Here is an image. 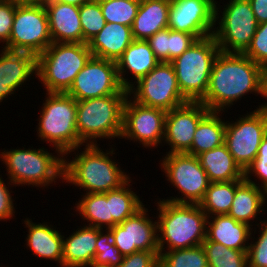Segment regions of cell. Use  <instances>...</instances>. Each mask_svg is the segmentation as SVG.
Returning a JSON list of instances; mask_svg holds the SVG:
<instances>
[{
    "label": "cell",
    "instance_id": "cell-33",
    "mask_svg": "<svg viewBox=\"0 0 267 267\" xmlns=\"http://www.w3.org/2000/svg\"><path fill=\"white\" fill-rule=\"evenodd\" d=\"M209 267H248L247 250H236L205 239L202 243Z\"/></svg>",
    "mask_w": 267,
    "mask_h": 267
},
{
    "label": "cell",
    "instance_id": "cell-38",
    "mask_svg": "<svg viewBox=\"0 0 267 267\" xmlns=\"http://www.w3.org/2000/svg\"><path fill=\"white\" fill-rule=\"evenodd\" d=\"M244 54L262 68L267 67V21L258 25L251 44Z\"/></svg>",
    "mask_w": 267,
    "mask_h": 267
},
{
    "label": "cell",
    "instance_id": "cell-28",
    "mask_svg": "<svg viewBox=\"0 0 267 267\" xmlns=\"http://www.w3.org/2000/svg\"><path fill=\"white\" fill-rule=\"evenodd\" d=\"M267 194L258 186L245 179L236 187L231 209L228 213L234 220L253 226L251 220L257 219L264 211ZM263 206V207H262Z\"/></svg>",
    "mask_w": 267,
    "mask_h": 267
},
{
    "label": "cell",
    "instance_id": "cell-26",
    "mask_svg": "<svg viewBox=\"0 0 267 267\" xmlns=\"http://www.w3.org/2000/svg\"><path fill=\"white\" fill-rule=\"evenodd\" d=\"M37 74L36 56L29 52L9 51L0 53V84L15 91ZM21 85V86H20Z\"/></svg>",
    "mask_w": 267,
    "mask_h": 267
},
{
    "label": "cell",
    "instance_id": "cell-47",
    "mask_svg": "<svg viewBox=\"0 0 267 267\" xmlns=\"http://www.w3.org/2000/svg\"><path fill=\"white\" fill-rule=\"evenodd\" d=\"M261 97H264L267 99V67L263 68L262 73H261ZM256 109L263 111L267 113V103L265 102L264 105L261 104L259 107Z\"/></svg>",
    "mask_w": 267,
    "mask_h": 267
},
{
    "label": "cell",
    "instance_id": "cell-24",
    "mask_svg": "<svg viewBox=\"0 0 267 267\" xmlns=\"http://www.w3.org/2000/svg\"><path fill=\"white\" fill-rule=\"evenodd\" d=\"M25 226L28 228L26 245L35 256L41 259L57 261L62 267L63 235L56 228L46 223H33L26 218Z\"/></svg>",
    "mask_w": 267,
    "mask_h": 267
},
{
    "label": "cell",
    "instance_id": "cell-3",
    "mask_svg": "<svg viewBox=\"0 0 267 267\" xmlns=\"http://www.w3.org/2000/svg\"><path fill=\"white\" fill-rule=\"evenodd\" d=\"M157 203L159 251L202 245L206 239L208 217L200 205L173 203L165 199H159Z\"/></svg>",
    "mask_w": 267,
    "mask_h": 267
},
{
    "label": "cell",
    "instance_id": "cell-35",
    "mask_svg": "<svg viewBox=\"0 0 267 267\" xmlns=\"http://www.w3.org/2000/svg\"><path fill=\"white\" fill-rule=\"evenodd\" d=\"M102 14L108 23L131 27L137 15L140 0H98Z\"/></svg>",
    "mask_w": 267,
    "mask_h": 267
},
{
    "label": "cell",
    "instance_id": "cell-16",
    "mask_svg": "<svg viewBox=\"0 0 267 267\" xmlns=\"http://www.w3.org/2000/svg\"><path fill=\"white\" fill-rule=\"evenodd\" d=\"M144 206L133 216L110 228L113 244L123 256L138 251H159L157 221L153 222Z\"/></svg>",
    "mask_w": 267,
    "mask_h": 267
},
{
    "label": "cell",
    "instance_id": "cell-8",
    "mask_svg": "<svg viewBox=\"0 0 267 267\" xmlns=\"http://www.w3.org/2000/svg\"><path fill=\"white\" fill-rule=\"evenodd\" d=\"M220 49L213 35L197 39L171 61L179 88L189 102H200L208 89L212 65Z\"/></svg>",
    "mask_w": 267,
    "mask_h": 267
},
{
    "label": "cell",
    "instance_id": "cell-29",
    "mask_svg": "<svg viewBox=\"0 0 267 267\" xmlns=\"http://www.w3.org/2000/svg\"><path fill=\"white\" fill-rule=\"evenodd\" d=\"M219 115L220 112L210 111L199 122L187 154L198 156L224 144L226 122L222 121Z\"/></svg>",
    "mask_w": 267,
    "mask_h": 267
},
{
    "label": "cell",
    "instance_id": "cell-22",
    "mask_svg": "<svg viewBox=\"0 0 267 267\" xmlns=\"http://www.w3.org/2000/svg\"><path fill=\"white\" fill-rule=\"evenodd\" d=\"M133 40L131 27L106 22L100 32L88 42V46L94 57L116 62Z\"/></svg>",
    "mask_w": 267,
    "mask_h": 267
},
{
    "label": "cell",
    "instance_id": "cell-23",
    "mask_svg": "<svg viewBox=\"0 0 267 267\" xmlns=\"http://www.w3.org/2000/svg\"><path fill=\"white\" fill-rule=\"evenodd\" d=\"M78 229L67 239H64L66 237L63 236L62 267H86L93 263L97 228L84 225Z\"/></svg>",
    "mask_w": 267,
    "mask_h": 267
},
{
    "label": "cell",
    "instance_id": "cell-42",
    "mask_svg": "<svg viewBox=\"0 0 267 267\" xmlns=\"http://www.w3.org/2000/svg\"><path fill=\"white\" fill-rule=\"evenodd\" d=\"M159 261V251H138L123 258L117 267H154Z\"/></svg>",
    "mask_w": 267,
    "mask_h": 267
},
{
    "label": "cell",
    "instance_id": "cell-52",
    "mask_svg": "<svg viewBox=\"0 0 267 267\" xmlns=\"http://www.w3.org/2000/svg\"><path fill=\"white\" fill-rule=\"evenodd\" d=\"M154 267H166L164 264H162L160 261H158Z\"/></svg>",
    "mask_w": 267,
    "mask_h": 267
},
{
    "label": "cell",
    "instance_id": "cell-51",
    "mask_svg": "<svg viewBox=\"0 0 267 267\" xmlns=\"http://www.w3.org/2000/svg\"><path fill=\"white\" fill-rule=\"evenodd\" d=\"M51 1H57L60 3H64V4H70V5H74V6H81L84 3L88 2L89 0H51Z\"/></svg>",
    "mask_w": 267,
    "mask_h": 267
},
{
    "label": "cell",
    "instance_id": "cell-2",
    "mask_svg": "<svg viewBox=\"0 0 267 267\" xmlns=\"http://www.w3.org/2000/svg\"><path fill=\"white\" fill-rule=\"evenodd\" d=\"M84 146V151L77 152L71 161L64 159V182L83 188L86 193H105L121 187L130 179L118 162L111 159L115 154L114 148L103 152L97 144Z\"/></svg>",
    "mask_w": 267,
    "mask_h": 267
},
{
    "label": "cell",
    "instance_id": "cell-15",
    "mask_svg": "<svg viewBox=\"0 0 267 267\" xmlns=\"http://www.w3.org/2000/svg\"><path fill=\"white\" fill-rule=\"evenodd\" d=\"M166 113L159 108L141 105L128 96L123 107L120 139L137 141L145 148L158 147L164 139Z\"/></svg>",
    "mask_w": 267,
    "mask_h": 267
},
{
    "label": "cell",
    "instance_id": "cell-25",
    "mask_svg": "<svg viewBox=\"0 0 267 267\" xmlns=\"http://www.w3.org/2000/svg\"><path fill=\"white\" fill-rule=\"evenodd\" d=\"M170 5L171 0H140L131 26L133 38L147 40L156 32L167 29Z\"/></svg>",
    "mask_w": 267,
    "mask_h": 267
},
{
    "label": "cell",
    "instance_id": "cell-32",
    "mask_svg": "<svg viewBox=\"0 0 267 267\" xmlns=\"http://www.w3.org/2000/svg\"><path fill=\"white\" fill-rule=\"evenodd\" d=\"M131 182L129 179L121 187L109 191V209L110 217H113V227L145 206L139 196L129 188Z\"/></svg>",
    "mask_w": 267,
    "mask_h": 267
},
{
    "label": "cell",
    "instance_id": "cell-50",
    "mask_svg": "<svg viewBox=\"0 0 267 267\" xmlns=\"http://www.w3.org/2000/svg\"><path fill=\"white\" fill-rule=\"evenodd\" d=\"M19 4L23 5H45L51 0H16Z\"/></svg>",
    "mask_w": 267,
    "mask_h": 267
},
{
    "label": "cell",
    "instance_id": "cell-10",
    "mask_svg": "<svg viewBox=\"0 0 267 267\" xmlns=\"http://www.w3.org/2000/svg\"><path fill=\"white\" fill-rule=\"evenodd\" d=\"M165 157V158H164ZM161 161V168L181 197H171L166 201L179 204L199 205L211 183L197 156L187 153L166 154Z\"/></svg>",
    "mask_w": 267,
    "mask_h": 267
},
{
    "label": "cell",
    "instance_id": "cell-41",
    "mask_svg": "<svg viewBox=\"0 0 267 267\" xmlns=\"http://www.w3.org/2000/svg\"><path fill=\"white\" fill-rule=\"evenodd\" d=\"M197 39L195 35L169 28V62L179 57Z\"/></svg>",
    "mask_w": 267,
    "mask_h": 267
},
{
    "label": "cell",
    "instance_id": "cell-4",
    "mask_svg": "<svg viewBox=\"0 0 267 267\" xmlns=\"http://www.w3.org/2000/svg\"><path fill=\"white\" fill-rule=\"evenodd\" d=\"M46 94L38 120V137L56 148L57 155L78 151L84 143L77 133V101L66 93Z\"/></svg>",
    "mask_w": 267,
    "mask_h": 267
},
{
    "label": "cell",
    "instance_id": "cell-18",
    "mask_svg": "<svg viewBox=\"0 0 267 267\" xmlns=\"http://www.w3.org/2000/svg\"><path fill=\"white\" fill-rule=\"evenodd\" d=\"M201 102H186L168 111L165 116L164 142L169 144L171 153H187L192 146L199 122L209 113Z\"/></svg>",
    "mask_w": 267,
    "mask_h": 267
},
{
    "label": "cell",
    "instance_id": "cell-31",
    "mask_svg": "<svg viewBox=\"0 0 267 267\" xmlns=\"http://www.w3.org/2000/svg\"><path fill=\"white\" fill-rule=\"evenodd\" d=\"M243 180L211 182L204 199L199 204L208 216L228 214L235 196L236 187Z\"/></svg>",
    "mask_w": 267,
    "mask_h": 267
},
{
    "label": "cell",
    "instance_id": "cell-7",
    "mask_svg": "<svg viewBox=\"0 0 267 267\" xmlns=\"http://www.w3.org/2000/svg\"><path fill=\"white\" fill-rule=\"evenodd\" d=\"M60 157V158H59ZM62 157V158H61ZM6 165L8 184L50 186L57 178L64 180V155H52L50 151L40 149H11L0 154Z\"/></svg>",
    "mask_w": 267,
    "mask_h": 267
},
{
    "label": "cell",
    "instance_id": "cell-19",
    "mask_svg": "<svg viewBox=\"0 0 267 267\" xmlns=\"http://www.w3.org/2000/svg\"><path fill=\"white\" fill-rule=\"evenodd\" d=\"M53 43H83L79 6L50 1L45 4Z\"/></svg>",
    "mask_w": 267,
    "mask_h": 267
},
{
    "label": "cell",
    "instance_id": "cell-40",
    "mask_svg": "<svg viewBox=\"0 0 267 267\" xmlns=\"http://www.w3.org/2000/svg\"><path fill=\"white\" fill-rule=\"evenodd\" d=\"M19 3L16 0H0V43L9 41L11 29L15 16L16 7Z\"/></svg>",
    "mask_w": 267,
    "mask_h": 267
},
{
    "label": "cell",
    "instance_id": "cell-45",
    "mask_svg": "<svg viewBox=\"0 0 267 267\" xmlns=\"http://www.w3.org/2000/svg\"><path fill=\"white\" fill-rule=\"evenodd\" d=\"M9 188L0 177V221L9 220L14 216V203ZM6 219V220H5Z\"/></svg>",
    "mask_w": 267,
    "mask_h": 267
},
{
    "label": "cell",
    "instance_id": "cell-34",
    "mask_svg": "<svg viewBox=\"0 0 267 267\" xmlns=\"http://www.w3.org/2000/svg\"><path fill=\"white\" fill-rule=\"evenodd\" d=\"M159 261L166 267H209L202 245L171 251H159Z\"/></svg>",
    "mask_w": 267,
    "mask_h": 267
},
{
    "label": "cell",
    "instance_id": "cell-30",
    "mask_svg": "<svg viewBox=\"0 0 267 267\" xmlns=\"http://www.w3.org/2000/svg\"><path fill=\"white\" fill-rule=\"evenodd\" d=\"M76 204V210L88 226L100 229L113 227V217H110L109 191L105 193H85ZM106 225V226H105Z\"/></svg>",
    "mask_w": 267,
    "mask_h": 267
},
{
    "label": "cell",
    "instance_id": "cell-17",
    "mask_svg": "<svg viewBox=\"0 0 267 267\" xmlns=\"http://www.w3.org/2000/svg\"><path fill=\"white\" fill-rule=\"evenodd\" d=\"M215 0H171L168 28L187 32L198 39L213 35Z\"/></svg>",
    "mask_w": 267,
    "mask_h": 267
},
{
    "label": "cell",
    "instance_id": "cell-6",
    "mask_svg": "<svg viewBox=\"0 0 267 267\" xmlns=\"http://www.w3.org/2000/svg\"><path fill=\"white\" fill-rule=\"evenodd\" d=\"M128 96L114 94L77 101L76 127L79 139L85 144H98L96 138H120L123 107Z\"/></svg>",
    "mask_w": 267,
    "mask_h": 267
},
{
    "label": "cell",
    "instance_id": "cell-13",
    "mask_svg": "<svg viewBox=\"0 0 267 267\" xmlns=\"http://www.w3.org/2000/svg\"><path fill=\"white\" fill-rule=\"evenodd\" d=\"M245 115L236 122L226 121L224 141L243 171L255 160L260 143L267 133V113L256 109Z\"/></svg>",
    "mask_w": 267,
    "mask_h": 267
},
{
    "label": "cell",
    "instance_id": "cell-14",
    "mask_svg": "<svg viewBox=\"0 0 267 267\" xmlns=\"http://www.w3.org/2000/svg\"><path fill=\"white\" fill-rule=\"evenodd\" d=\"M76 101L114 94H128L119 81L115 61L92 56L66 92Z\"/></svg>",
    "mask_w": 267,
    "mask_h": 267
},
{
    "label": "cell",
    "instance_id": "cell-53",
    "mask_svg": "<svg viewBox=\"0 0 267 267\" xmlns=\"http://www.w3.org/2000/svg\"><path fill=\"white\" fill-rule=\"evenodd\" d=\"M86 267H109V266H98V265L91 264V265H88Z\"/></svg>",
    "mask_w": 267,
    "mask_h": 267
},
{
    "label": "cell",
    "instance_id": "cell-1",
    "mask_svg": "<svg viewBox=\"0 0 267 267\" xmlns=\"http://www.w3.org/2000/svg\"><path fill=\"white\" fill-rule=\"evenodd\" d=\"M262 70L244 53L220 51L212 65L207 92L200 102L209 111L222 113L249 92L261 94Z\"/></svg>",
    "mask_w": 267,
    "mask_h": 267
},
{
    "label": "cell",
    "instance_id": "cell-21",
    "mask_svg": "<svg viewBox=\"0 0 267 267\" xmlns=\"http://www.w3.org/2000/svg\"><path fill=\"white\" fill-rule=\"evenodd\" d=\"M251 232V226L234 220L228 214L208 216L207 218L206 239L228 248L248 250V241L253 238Z\"/></svg>",
    "mask_w": 267,
    "mask_h": 267
},
{
    "label": "cell",
    "instance_id": "cell-48",
    "mask_svg": "<svg viewBox=\"0 0 267 267\" xmlns=\"http://www.w3.org/2000/svg\"><path fill=\"white\" fill-rule=\"evenodd\" d=\"M255 159H267V133L264 135Z\"/></svg>",
    "mask_w": 267,
    "mask_h": 267
},
{
    "label": "cell",
    "instance_id": "cell-12",
    "mask_svg": "<svg viewBox=\"0 0 267 267\" xmlns=\"http://www.w3.org/2000/svg\"><path fill=\"white\" fill-rule=\"evenodd\" d=\"M52 43L45 6L18 4L11 36L6 45L1 48L9 51L29 52L37 57Z\"/></svg>",
    "mask_w": 267,
    "mask_h": 267
},
{
    "label": "cell",
    "instance_id": "cell-49",
    "mask_svg": "<svg viewBox=\"0 0 267 267\" xmlns=\"http://www.w3.org/2000/svg\"><path fill=\"white\" fill-rule=\"evenodd\" d=\"M14 92L15 90L12 87L0 84V102H2L6 97L8 98L11 94H14Z\"/></svg>",
    "mask_w": 267,
    "mask_h": 267
},
{
    "label": "cell",
    "instance_id": "cell-37",
    "mask_svg": "<svg viewBox=\"0 0 267 267\" xmlns=\"http://www.w3.org/2000/svg\"><path fill=\"white\" fill-rule=\"evenodd\" d=\"M103 232V229L97 228L96 252L92 264L117 267L122 263L124 256L113 244L111 231L107 229Z\"/></svg>",
    "mask_w": 267,
    "mask_h": 267
},
{
    "label": "cell",
    "instance_id": "cell-36",
    "mask_svg": "<svg viewBox=\"0 0 267 267\" xmlns=\"http://www.w3.org/2000/svg\"><path fill=\"white\" fill-rule=\"evenodd\" d=\"M79 16L83 31V43H88L105 26L98 0H89L79 7Z\"/></svg>",
    "mask_w": 267,
    "mask_h": 267
},
{
    "label": "cell",
    "instance_id": "cell-9",
    "mask_svg": "<svg viewBox=\"0 0 267 267\" xmlns=\"http://www.w3.org/2000/svg\"><path fill=\"white\" fill-rule=\"evenodd\" d=\"M226 6V7H225ZM219 19V8L215 2V23L213 36L220 51L244 53L250 46L259 25L249 0H229Z\"/></svg>",
    "mask_w": 267,
    "mask_h": 267
},
{
    "label": "cell",
    "instance_id": "cell-20",
    "mask_svg": "<svg viewBox=\"0 0 267 267\" xmlns=\"http://www.w3.org/2000/svg\"><path fill=\"white\" fill-rule=\"evenodd\" d=\"M160 61L154 55L153 50L146 40H136L128 46L123 55L116 61L119 81L124 89H129L134 85L125 77L130 74L136 80H140L147 75ZM128 70V71H127Z\"/></svg>",
    "mask_w": 267,
    "mask_h": 267
},
{
    "label": "cell",
    "instance_id": "cell-39",
    "mask_svg": "<svg viewBox=\"0 0 267 267\" xmlns=\"http://www.w3.org/2000/svg\"><path fill=\"white\" fill-rule=\"evenodd\" d=\"M260 223L257 241L248 246V267H267V220Z\"/></svg>",
    "mask_w": 267,
    "mask_h": 267
},
{
    "label": "cell",
    "instance_id": "cell-5",
    "mask_svg": "<svg viewBox=\"0 0 267 267\" xmlns=\"http://www.w3.org/2000/svg\"><path fill=\"white\" fill-rule=\"evenodd\" d=\"M92 56L88 43H52L36 57V78L47 93H66Z\"/></svg>",
    "mask_w": 267,
    "mask_h": 267
},
{
    "label": "cell",
    "instance_id": "cell-46",
    "mask_svg": "<svg viewBox=\"0 0 267 267\" xmlns=\"http://www.w3.org/2000/svg\"><path fill=\"white\" fill-rule=\"evenodd\" d=\"M255 19L260 24L267 21V0H249Z\"/></svg>",
    "mask_w": 267,
    "mask_h": 267
},
{
    "label": "cell",
    "instance_id": "cell-43",
    "mask_svg": "<svg viewBox=\"0 0 267 267\" xmlns=\"http://www.w3.org/2000/svg\"><path fill=\"white\" fill-rule=\"evenodd\" d=\"M146 41L160 62H169V28L156 32Z\"/></svg>",
    "mask_w": 267,
    "mask_h": 267
},
{
    "label": "cell",
    "instance_id": "cell-11",
    "mask_svg": "<svg viewBox=\"0 0 267 267\" xmlns=\"http://www.w3.org/2000/svg\"><path fill=\"white\" fill-rule=\"evenodd\" d=\"M135 85L128 89L130 98L147 107L168 112L188 102L181 93L171 62H160Z\"/></svg>",
    "mask_w": 267,
    "mask_h": 267
},
{
    "label": "cell",
    "instance_id": "cell-27",
    "mask_svg": "<svg viewBox=\"0 0 267 267\" xmlns=\"http://www.w3.org/2000/svg\"><path fill=\"white\" fill-rule=\"evenodd\" d=\"M210 182L244 180V171L234 161L225 144L197 156Z\"/></svg>",
    "mask_w": 267,
    "mask_h": 267
},
{
    "label": "cell",
    "instance_id": "cell-44",
    "mask_svg": "<svg viewBox=\"0 0 267 267\" xmlns=\"http://www.w3.org/2000/svg\"><path fill=\"white\" fill-rule=\"evenodd\" d=\"M251 174H255L261 184L252 181ZM244 179L250 183L255 184L267 194V159H255L244 171ZM261 185V186H260Z\"/></svg>",
    "mask_w": 267,
    "mask_h": 267
}]
</instances>
